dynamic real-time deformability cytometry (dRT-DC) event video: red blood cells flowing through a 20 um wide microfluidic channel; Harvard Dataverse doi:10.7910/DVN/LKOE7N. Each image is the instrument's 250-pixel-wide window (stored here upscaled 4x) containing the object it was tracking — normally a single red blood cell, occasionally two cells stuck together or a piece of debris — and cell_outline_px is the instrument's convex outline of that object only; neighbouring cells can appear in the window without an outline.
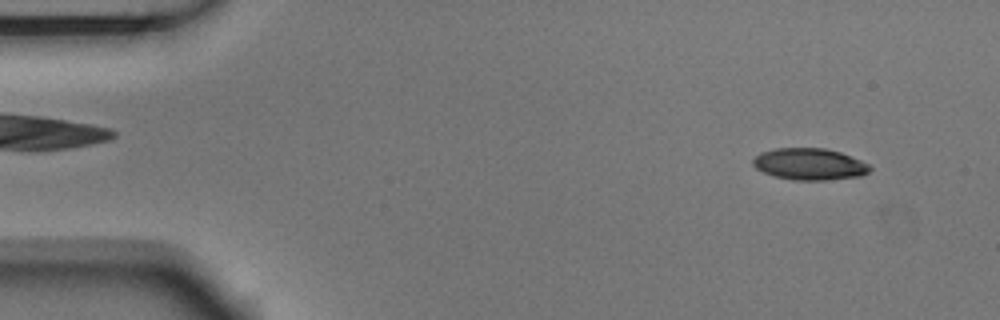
{"species": "Egyptian fruit bat (a non-hibernating species)", "species_latin": "Rousettus aegyptiacus", "temperature_condition": "room temperature", "stored_images_in_passage": 4, "camera_frame_rate_fps": 3000, "um_per_image_px": 0.085, "animal": {"sex": "male"}, "frame": {"image": 1, "passage_image": 1, "time_ms": 0.0, "image_size_px": [1000, 320], "cell_outline_px": [[872, 168], [868, 172], [860, 176], [824, 180], [792, 180], [776, 176], [764, 172], [756, 168], [752, 164], [752, 160], [760, 152], [776, 148], [824, 148], [840, 152], [860, 160], [868, 164]], "centroid_in_image_um": [68.79, 13.94], "position_along_channel_um": 16.2, "area_um2": 21.44}}